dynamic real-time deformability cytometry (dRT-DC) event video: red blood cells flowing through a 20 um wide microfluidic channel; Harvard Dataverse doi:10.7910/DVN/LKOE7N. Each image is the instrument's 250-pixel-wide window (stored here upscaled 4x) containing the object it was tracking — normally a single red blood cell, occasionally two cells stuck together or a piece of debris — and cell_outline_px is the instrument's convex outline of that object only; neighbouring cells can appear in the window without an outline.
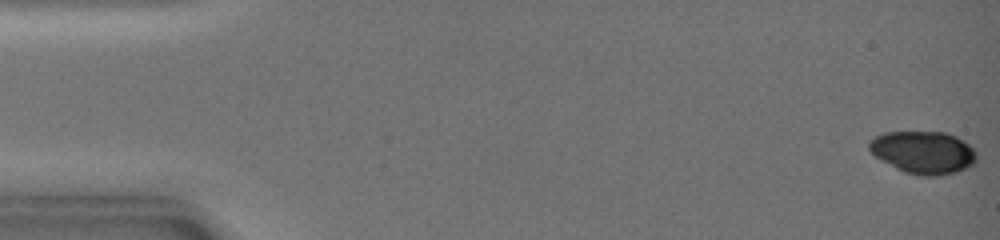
{"species": "common noctule bat (a hibernating species)", "species_latin": "Nyctalus noctula", "temperature_condition": "warm", "stored_images_in_passage": 45, "camera_frame_rate_fps": 3000, "um_per_image_px": 0.085, "animal": {"sex": "female", "body_mass_g": 19.0, "forearm_length_mm": 51.5}, "frame": {"image": 1, "passage_image": 1, "time_ms": 0.0, "image_size_px": [1000, 240], "cell_outline_px": [[976, 160], [968, 168], [956, 172], [940, 176], [920, 176], [904, 172], [896, 168], [876, 156], [868, 148], [868, 144], [876, 136], [884, 132], [944, 132], [956, 136], [964, 140], [976, 152]], "centroid_in_image_um": [78.51, 12.96], "position_along_channel_um": 6.5, "area_um2": 26.59}}